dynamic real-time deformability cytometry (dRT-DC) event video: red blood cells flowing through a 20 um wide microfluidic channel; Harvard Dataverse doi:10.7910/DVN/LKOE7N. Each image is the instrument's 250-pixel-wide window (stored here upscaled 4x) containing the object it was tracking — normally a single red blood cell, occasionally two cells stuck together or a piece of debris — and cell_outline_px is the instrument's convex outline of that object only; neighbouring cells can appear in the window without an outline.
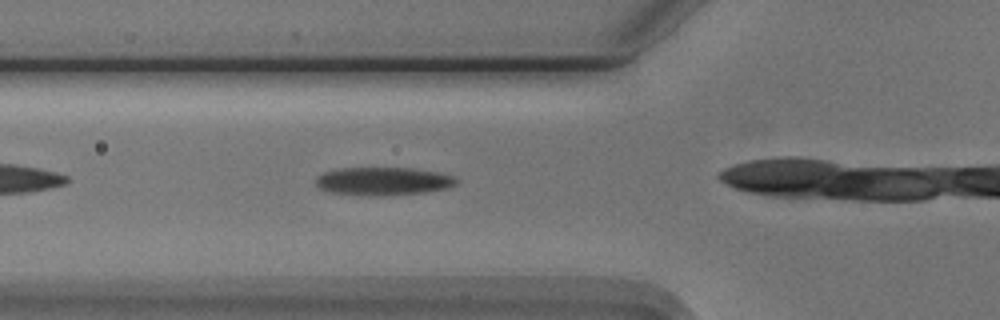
{"species": "Egyptian fruit bat (a non-hibernating species)", "species_latin": "Rousettus aegyptiacus", "temperature_condition": "cold", "stored_images_in_passage": 9, "camera_frame_rate_fps": 3000, "um_per_image_px": 0.085, "animal": {"sex": "male"}, "frame": {"image": 1, "passage_image": 6, "time_ms": 1.667, "image_size_px": [1000, 320], "cell_outline_px": [[460, 180], [452, 188], [428, 192], [384, 196], [376, 196], [328, 192], [320, 188], [316, 184], [316, 176], [324, 172], [340, 168], [412, 168], [436, 172], [456, 176]], "centroid_in_image_um": [32.64, 15.41], "position_along_channel_um": 93.2, "area_um2": 23.35}}